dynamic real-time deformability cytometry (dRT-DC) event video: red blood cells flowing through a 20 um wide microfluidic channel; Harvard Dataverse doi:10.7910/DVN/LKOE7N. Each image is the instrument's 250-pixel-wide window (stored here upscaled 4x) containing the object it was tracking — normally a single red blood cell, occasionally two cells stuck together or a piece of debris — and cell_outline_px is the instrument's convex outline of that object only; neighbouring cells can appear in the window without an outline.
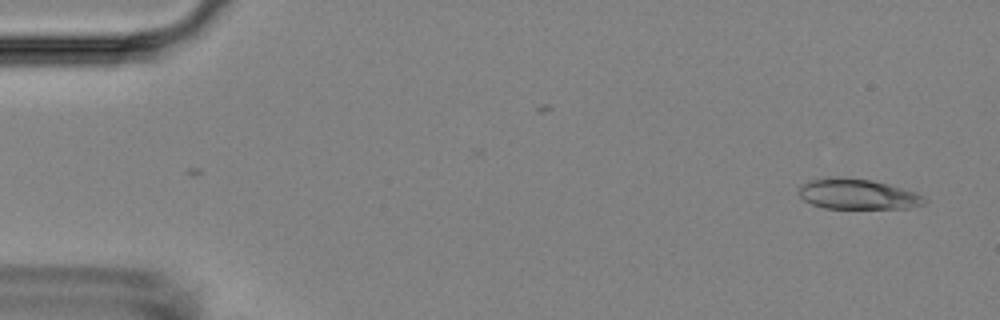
{"species": "Egyptian fruit bat (a non-hibernating species)", "species_latin": "Rousettus aegyptiacus", "temperature_condition": "room temperature", "stored_images_in_passage": 53, "camera_frame_rate_fps": 3000, "um_per_image_px": 0.085, "animal": {"sex": "female"}, "frame": {"image": 1, "passage_image": 1, "time_ms": 0.0, "image_size_px": [1000, 320], "cell_outline_px": [[928, 200], [924, 204], [908, 208], [824, 208], [812, 204], [804, 200], [800, 196], [800, 184], [808, 180], [828, 176], [840, 176], [872, 180], [888, 184], [916, 192], [924, 196]], "centroid_in_image_um": [72.89, 16.48], "position_along_channel_um": 12.1, "area_um2": 22.48}}
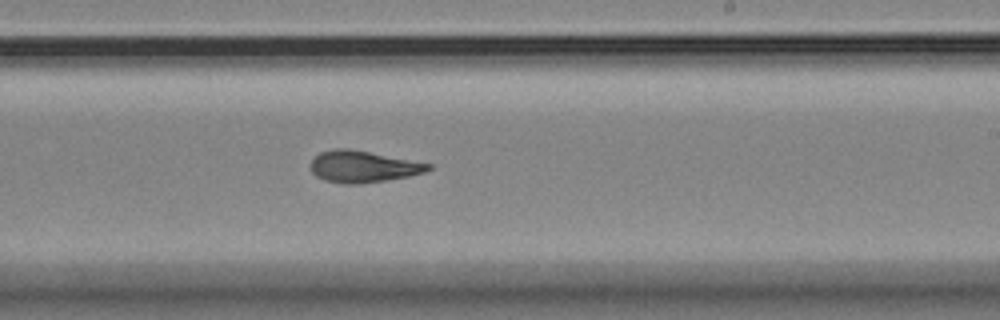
{"frame": {"image": 2, "passage_image": 31, "time_ms": 10.0, "image_size_px": [1000, 320], "cell_outline_px": [[432, 168], [424, 172], [408, 176], [360, 184], [344, 184], [324, 180], [316, 176], [312, 172], [312, 160], [320, 152], [336, 148], [348, 148], [432, 164]], "centroid_in_image_um": [30.84, 14.16], "position_along_channel_um": 258.2, "area_um2": 21.39}}
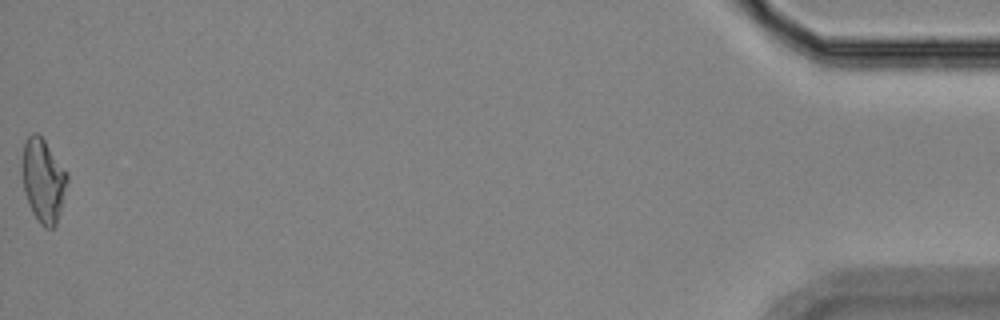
{"frame": {"image": 3, "passage_image": 53, "time_ms": 17.333, "image_size_px": [1000, 320], "cell_outline_px": [[68, 180], [56, 224], [52, 228], [44, 228], [40, 224], [32, 212], [28, 204], [24, 192], [24, 144], [28, 136], [32, 132], [36, 132], [44, 140], [68, 172]], "centroid_in_image_um": [3.7, 15.35], "position_along_channel_um": 431.5, "area_um2": 21.44}, "authors_computed_cell_mechanics": {"area_um2": 21.9062, "velocity_mm_per_s": 3.637, "shape_relaxation_time_tau1_ms": 5.597, "shape_relaxation_time_tau2_ms": 3.5455, "deformation_change_tau1": 0.1651, "deformation_change_tau2": 0.1024}}